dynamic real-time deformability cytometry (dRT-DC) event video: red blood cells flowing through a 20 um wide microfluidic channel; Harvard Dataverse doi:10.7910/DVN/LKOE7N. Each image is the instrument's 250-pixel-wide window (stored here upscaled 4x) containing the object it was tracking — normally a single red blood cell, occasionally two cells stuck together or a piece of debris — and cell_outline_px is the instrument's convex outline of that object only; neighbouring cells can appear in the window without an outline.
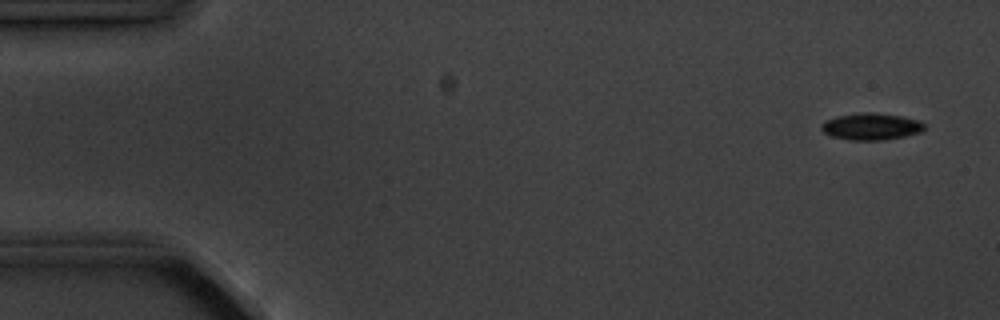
{"species": "common noctule bat (a hibernating species)", "species_latin": "Nyctalus noctula", "temperature_condition": "cold", "stored_images_in_passage": 4, "camera_frame_rate_fps": 3000, "um_per_image_px": 0.085, "animal": {"sex": "male", "body_mass_g": 20.1, "forearm_length_mm": 53.5}, "frame": {"image": 1, "passage_image": 1, "time_ms": 0.0, "image_size_px": [1000, 320], "cell_outline_px": [[924, 128], [920, 132], [904, 136], [880, 140], [852, 140], [832, 136], [824, 132], [820, 128], [820, 124], [824, 120], [836, 116], [856, 112], [872, 112], [900, 116], [920, 120], [924, 124]], "centroid_in_image_um": [74.0, 10.73], "position_along_channel_um": 11.0, "area_um2": 16.13}}